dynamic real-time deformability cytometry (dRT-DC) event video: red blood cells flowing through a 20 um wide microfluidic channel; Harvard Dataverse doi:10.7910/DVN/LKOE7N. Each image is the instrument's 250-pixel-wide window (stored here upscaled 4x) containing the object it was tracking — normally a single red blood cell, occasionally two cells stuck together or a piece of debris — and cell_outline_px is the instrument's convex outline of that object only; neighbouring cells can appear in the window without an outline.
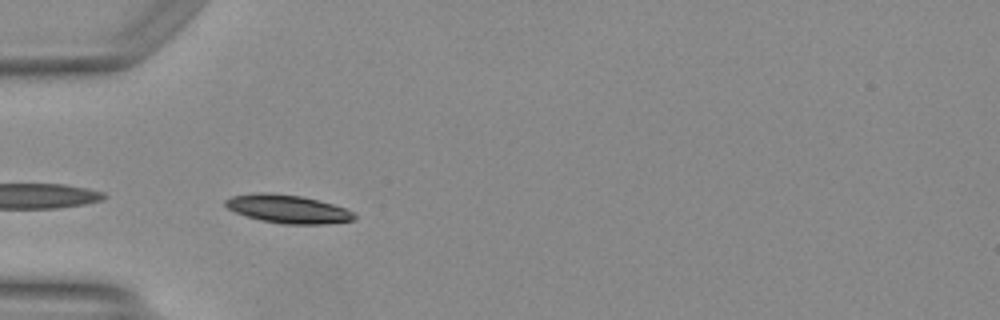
{"species": "Egyptian fruit bat (a non-hibernating species)", "species_latin": "Rousettus aegyptiacus", "temperature_condition": "warm", "stored_images_in_passage": 6, "camera_frame_rate_fps": 3000, "um_per_image_px": 0.085, "animal": {"sex": "female"}, "frame": {"image": 1, "passage_image": 1, "time_ms": 0.0, "image_size_px": [1000, 320], "cell_outline_px": [[356, 216], [352, 220], [324, 224], [284, 224], [260, 220], [236, 212], [228, 208], [224, 204], [224, 200], [232, 196], [256, 192], [268, 192], [300, 196], [332, 204], [344, 208], [352, 212]], "centroid_in_image_um": [24.42, 17.76], "position_along_channel_um": 60.6, "area_um2": 20.98}}